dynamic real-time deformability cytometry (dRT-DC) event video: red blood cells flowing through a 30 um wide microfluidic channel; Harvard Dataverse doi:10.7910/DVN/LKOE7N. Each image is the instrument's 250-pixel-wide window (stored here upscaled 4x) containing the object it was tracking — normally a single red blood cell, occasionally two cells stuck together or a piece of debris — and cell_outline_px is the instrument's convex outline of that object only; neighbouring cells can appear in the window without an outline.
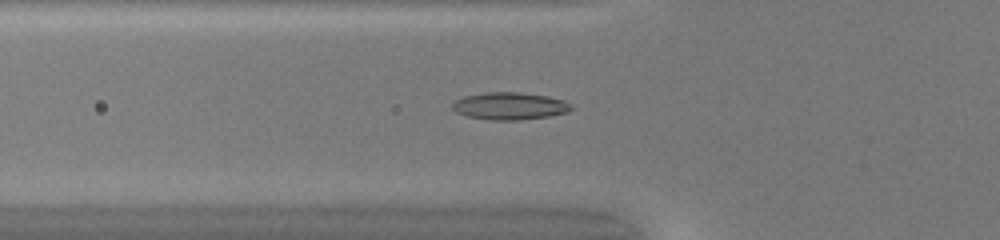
{"species": "common noctule bat (a hibernating species)", "species_latin": "Nyctalus noctula", "temperature_condition": "warm", "stored_images_in_passage": 37, "camera_frame_rate_fps": 3000, "um_per_image_px": 0.085, "animal": {"sex": "female", "body_mass_g": 20.0, "forearm_length_mm": 54.0}, "frame": {"image": 1, "passage_image": 6, "time_ms": 1.667, "image_size_px": [1000, 240], "cell_outline_px": [[576, 108], [568, 112], [548, 116], [516, 120], [492, 120], [468, 116], [456, 112], [452, 108], [452, 104], [456, 100], [464, 96], [484, 92], [520, 92], [548, 96], [564, 100], [572, 104]], "centroid_in_image_um": [43.37, 9.0], "position_along_channel_um": 82.4, "area_um2": 19.02}}
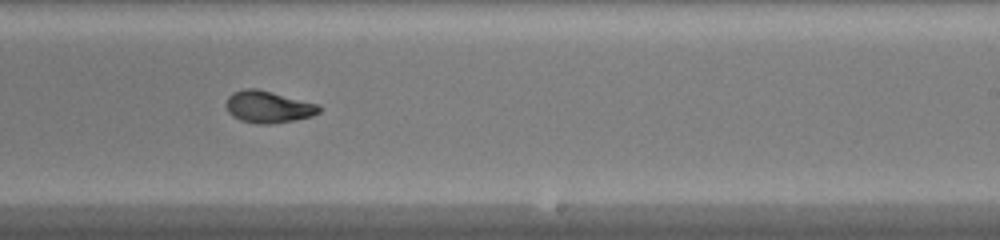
{"frame": {"image": 2, "passage_image": 19, "time_ms": 6.0, "image_size_px": [1000, 240], "cell_outline_px": [[324, 108], [320, 112], [312, 116], [292, 120], [268, 124], [256, 124], [240, 120], [232, 116], [228, 112], [224, 104], [228, 96], [232, 92], [248, 88], [256, 88], [320, 104]], "centroid_in_image_um": [22.8, 9.08], "position_along_channel_um": 266.2, "area_um2": 17.51}}
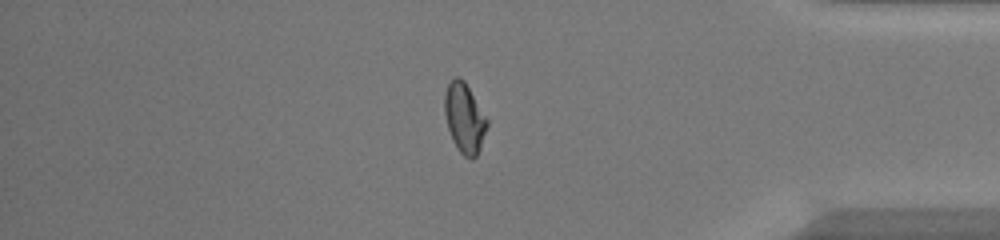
{"frame": {"image": 3, "passage_image": 30, "time_ms": 9.667, "image_size_px": [1000, 240], "cell_outline_px": [[488, 124], [480, 148], [476, 156], [472, 160], [464, 156], [460, 152], [452, 140], [448, 128], [444, 112], [444, 92], [452, 76], [460, 76], [464, 80], [488, 120]], "centroid_in_image_um": [39.46, 10.01], "position_along_channel_um": 395.7, "area_um2": 17.34}, "authors_computed_cell_mechanics": {"area_um2": 17.2822, "velocity_mm_per_s": 4.2309, "shape_relaxation_time_tau1_ms": null, "shape_relaxation_time_tau2_ms": 1.1128, "deformation_change_tau1": null, "deformation_change_tau2": 0.0497}}